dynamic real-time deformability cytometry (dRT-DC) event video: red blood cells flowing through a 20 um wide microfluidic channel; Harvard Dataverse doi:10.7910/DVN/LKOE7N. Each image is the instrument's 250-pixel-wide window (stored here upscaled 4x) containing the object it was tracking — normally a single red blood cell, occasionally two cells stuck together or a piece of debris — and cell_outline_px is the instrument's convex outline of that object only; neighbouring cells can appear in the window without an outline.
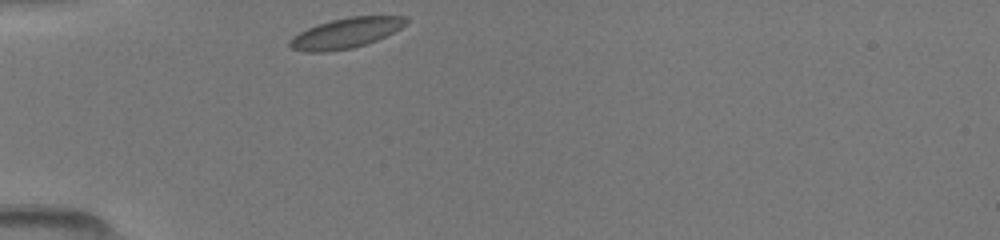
{"species": "common noctule bat (a hibernating species)", "species_latin": "Nyctalus noctula", "temperature_condition": "room temperature", "stored_images_in_passage": 28, "camera_frame_rate_fps": 3000, "um_per_image_px": 0.085, "animal": {"sex": "female", "body_mass_g": 19.5, "forearm_length_mm": 54.1}, "frame": {"image": 1, "passage_image": 1, "time_ms": 0.0, "image_size_px": [1000, 240], "cell_outline_px": [[408, 20], [400, 28], [376, 40], [352, 48], [328, 52], [304, 52], [292, 48], [288, 44], [288, 40], [292, 36], [316, 24], [348, 16], [408, 16]], "centroid_in_image_um": [29.34, 2.81], "position_along_channel_um": 55.7, "area_um2": 20.4}}
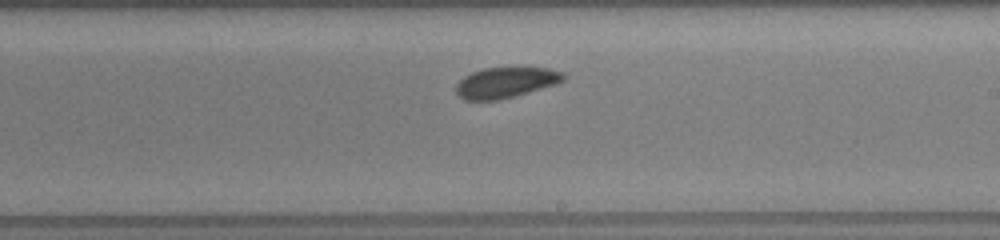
{"frame": {"image": 2, "passage_image": 16, "time_ms": 5.0, "image_size_px": [1000, 240], "cell_outline_px": [[568, 76], [564, 80], [556, 84], [500, 100], [464, 100], [456, 96], [456, 84], [464, 76], [472, 72], [484, 68], [548, 68], [564, 72]], "centroid_in_image_um": [42.98, 7.02], "position_along_channel_um": 246.0, "area_um2": 19.25}}
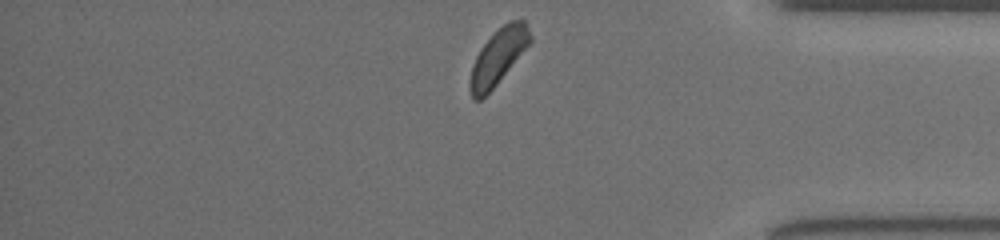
{"frame": {"image": 3, "passage_image": 28, "time_ms": 9.0, "image_size_px": [1000, 240], "cell_outline_px": [[532, 40], [496, 84], [480, 100], [472, 100], [468, 88], [468, 84], [472, 64], [480, 48], [508, 20], [524, 20], [532, 36]], "centroid_in_image_um": [42.3, 4.85], "position_along_channel_um": 392.9, "area_um2": 19.07}}